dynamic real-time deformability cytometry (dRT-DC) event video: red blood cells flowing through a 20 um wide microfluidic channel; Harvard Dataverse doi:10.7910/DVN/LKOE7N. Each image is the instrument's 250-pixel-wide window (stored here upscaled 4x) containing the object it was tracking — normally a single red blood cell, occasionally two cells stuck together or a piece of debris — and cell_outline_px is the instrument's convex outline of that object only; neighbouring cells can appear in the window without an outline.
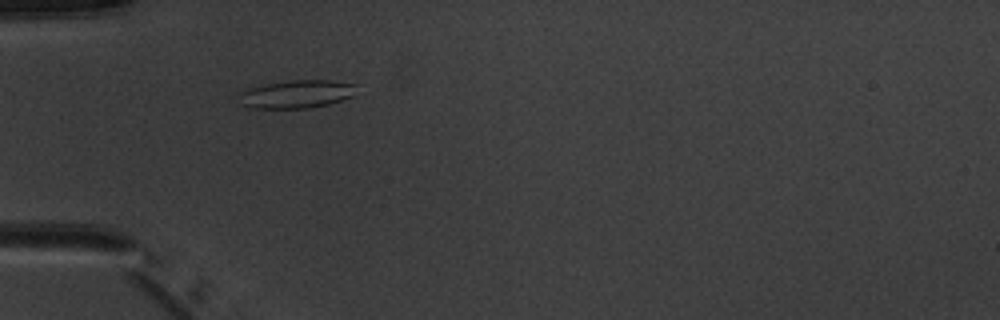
{"species": "common noctule bat (a hibernating species)", "species_latin": "Nyctalus noctula", "temperature_condition": "warm", "stored_images_in_passage": 8, "camera_frame_rate_fps": 3000, "um_per_image_px": 0.085, "animal": {"sex": "male", "body_mass_g": 20.1, "forearm_length_mm": 53.5}, "frame": {"image": 1, "passage_image": 4, "time_ms": 4.333, "image_size_px": [1000, 320], "cell_outline_px": [[356, 96], [328, 104], [308, 108], [252, 108], [240, 104], [236, 96], [236, 92], [248, 88], [264, 84], [292, 80], [328, 80], [356, 84]], "centroid_in_image_um": [25.17, 8.0], "position_along_channel_um": 59.8, "area_um2": 19.59}}
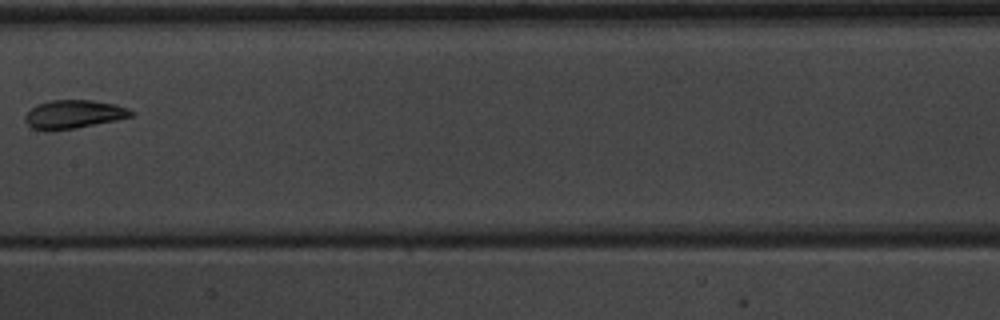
{"frame": {"image": 2, "passage_image": 7, "time_ms": 8.0, "image_size_px": [1000, 320], "cell_outline_px": [[136, 112], [132, 116], [116, 120], [76, 128], [48, 132], [44, 132], [32, 128], [24, 120], [24, 116], [36, 104], [52, 100], [92, 100], [112, 104], [128, 108]], "centroid_in_image_um": [6.23, 9.73], "position_along_channel_um": 201.2, "area_um2": 17.74}}
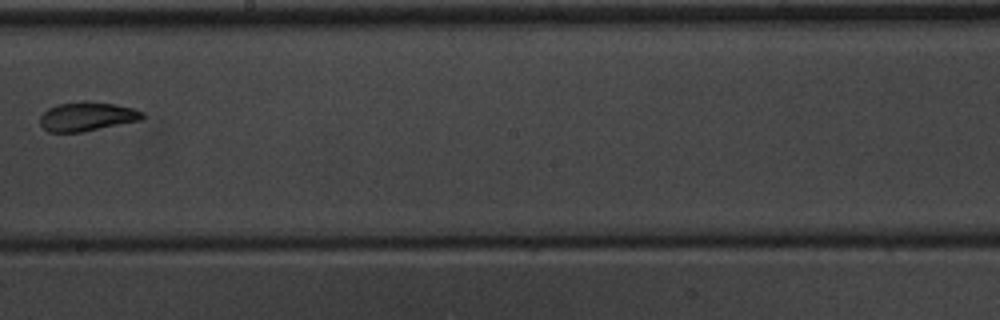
{"frame": {"image": 3, "passage_image": 8, "time_ms": 9.0, "image_size_px": [1000, 320], "cell_outline_px": [[144, 120], [80, 132], [48, 132], [40, 124], [40, 116], [48, 108], [56, 104], [84, 100], [88, 100], [116, 104], [132, 108], [144, 112]], "centroid_in_image_um": [7.41, 9.88], "position_along_channel_um": 240.8, "area_um2": 17.63}}